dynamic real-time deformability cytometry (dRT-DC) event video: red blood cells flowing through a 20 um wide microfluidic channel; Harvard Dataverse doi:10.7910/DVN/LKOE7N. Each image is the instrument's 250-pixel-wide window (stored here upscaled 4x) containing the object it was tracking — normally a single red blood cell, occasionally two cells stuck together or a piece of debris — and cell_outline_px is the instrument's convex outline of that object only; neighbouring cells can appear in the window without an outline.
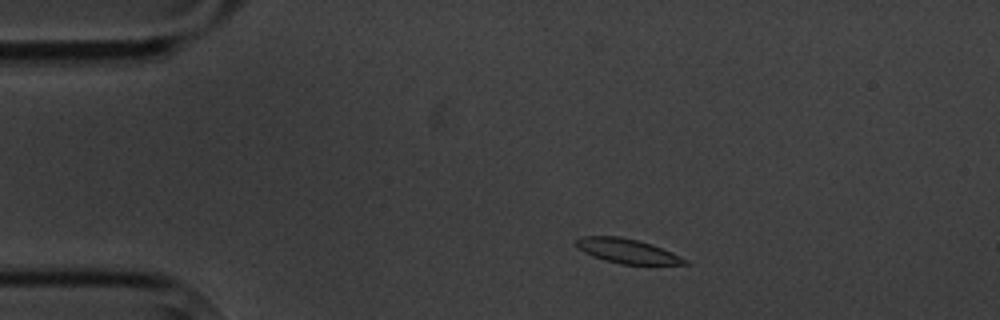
{"species": "common noctule bat (a hibernating species)", "species_latin": "Nyctalus noctula", "temperature_condition": "cold", "stored_images_in_passage": 4, "camera_frame_rate_fps": 3000, "um_per_image_px": 0.085, "animal": {"sex": "male", "body_mass_g": 20.1, "forearm_length_mm": 53.5}, "frame": {"image": 1, "passage_image": 1, "time_ms": 0.0, "image_size_px": [1000, 320], "cell_outline_px": [[692, 264], [620, 264], [604, 260], [592, 256], [576, 248], [576, 240], [580, 236], [620, 236], [652, 244], [680, 256], [688, 260]], "centroid_in_image_um": [53.28, 21.33], "position_along_channel_um": 31.7, "area_um2": 15.49}}
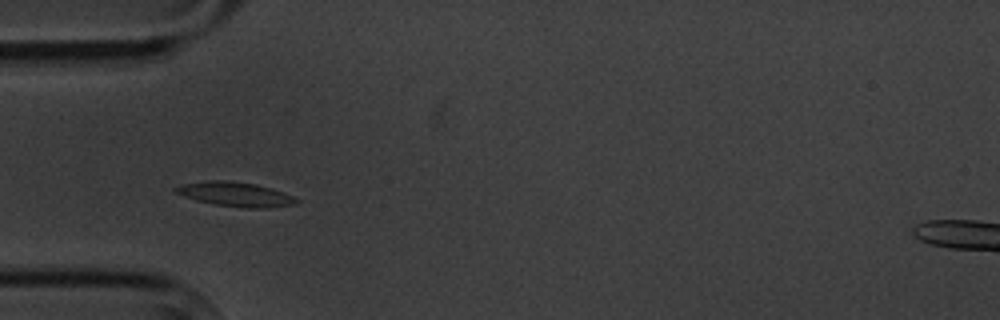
{"frame": {"image": 2, "passage_image": 3, "time_ms": 2.333, "image_size_px": [1000, 320], "cell_outline_px": [[300, 200], [296, 204], [268, 208], [244, 208], [212, 204], [196, 200], [172, 192], [172, 188], [180, 184], [208, 180], [228, 180], [256, 184], [272, 188], [284, 192]], "centroid_in_image_um": [19.98, 16.51], "position_along_channel_um": 65.0, "area_um2": 17.51}}
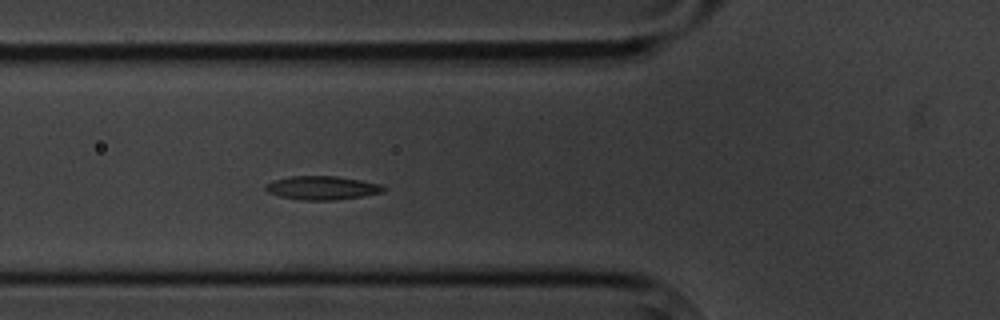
{"frame": {"image": 3, "passage_image": 4, "time_ms": 3.333, "image_size_px": [1000, 320], "cell_outline_px": [[388, 188], [384, 192], [360, 196], [332, 200], [300, 200], [280, 196], [268, 192], [264, 188], [264, 184], [272, 180], [292, 176], [336, 176], [360, 180], [380, 184]], "centroid_in_image_um": [27.35, 15.96], "position_along_channel_um": 98.4, "area_um2": 16.24}}